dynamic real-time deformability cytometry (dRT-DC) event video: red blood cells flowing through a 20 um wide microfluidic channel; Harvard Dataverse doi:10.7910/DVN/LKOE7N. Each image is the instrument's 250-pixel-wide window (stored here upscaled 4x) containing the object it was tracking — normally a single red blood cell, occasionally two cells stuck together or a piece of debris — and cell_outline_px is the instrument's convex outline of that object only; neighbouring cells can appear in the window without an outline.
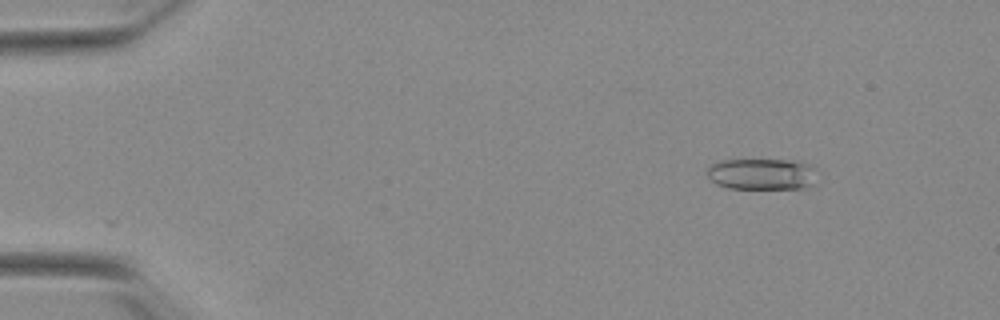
{"species": "Egyptian fruit bat (a non-hibernating species)", "species_latin": "Rousettus aegyptiacus", "temperature_condition": "warm", "stored_images_in_passage": 24, "camera_frame_rate_fps": 3000, "um_per_image_px": 0.085, "animal": {"sex": "female"}, "frame": {"image": 1, "passage_image": 2, "time_ms": 0.333, "image_size_px": [1000, 320], "cell_outline_px": [[812, 184], [800, 188], [728, 188], [716, 184], [708, 176], [708, 168], [712, 164], [724, 160], [796, 160], [812, 168]], "centroid_in_image_um": [64.67, 14.79], "position_along_channel_um": 20.3, "area_um2": 19.42}}
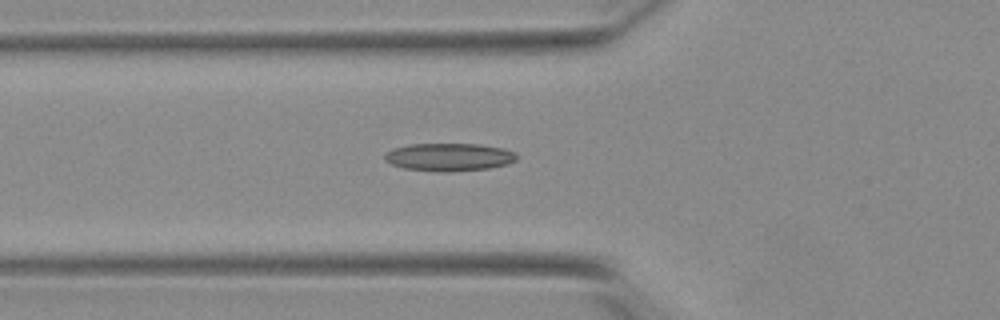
{"frame": {"image": 2, "passage_image": 15, "time_ms": 4.667, "image_size_px": [1000, 320], "cell_outline_px": [[516, 160], [508, 164], [488, 168], [448, 172], [440, 172], [404, 168], [392, 164], [384, 160], [384, 156], [392, 148], [412, 144], [480, 144], [504, 148], [516, 152]], "centroid_in_image_um": [38.19, 13.35], "position_along_channel_um": 87.6, "area_um2": 21.44}}
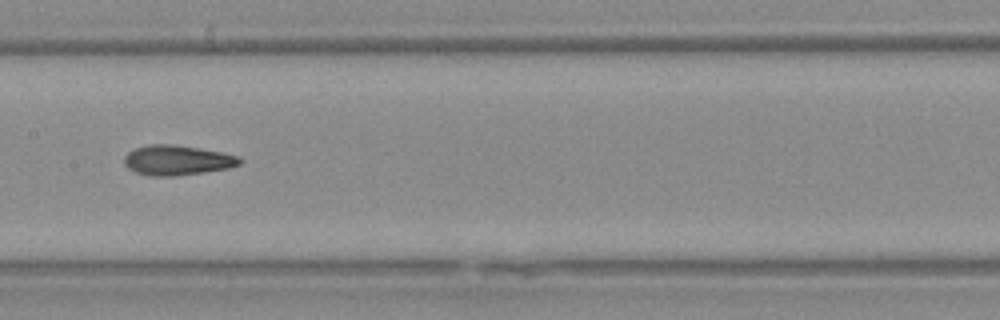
{"frame": {"image": 3, "passage_image": 23, "time_ms": 7.333, "image_size_px": [1000, 320], "cell_outline_px": [[240, 164], [228, 168], [204, 172], [176, 176], [152, 176], [136, 172], [128, 168], [124, 164], [124, 156], [128, 152], [136, 148], [148, 144], [172, 144], [220, 152], [240, 156]], "centroid_in_image_um": [15.03, 13.62], "position_along_channel_um": 192.4, "area_um2": 20.0}}